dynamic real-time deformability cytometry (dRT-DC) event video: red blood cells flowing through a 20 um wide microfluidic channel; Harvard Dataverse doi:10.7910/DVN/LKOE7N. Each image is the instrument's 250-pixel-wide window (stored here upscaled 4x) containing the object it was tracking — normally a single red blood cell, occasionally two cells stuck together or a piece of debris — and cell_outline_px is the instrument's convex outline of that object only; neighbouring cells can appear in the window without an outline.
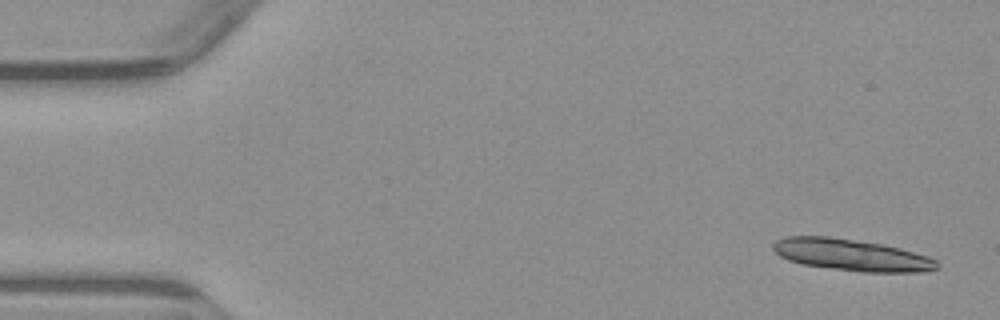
{"species": "common noctule bat (a hibernating species)", "species_latin": "Nyctalus noctula", "temperature_condition": "warm", "stored_images_in_passage": 6, "camera_frame_rate_fps": 3000, "um_per_image_px": 0.085, "animal": {"sex": "male", "body_mass_g": 23.1, "forearm_length_mm": 52.7}, "frame": {"image": 1, "passage_image": 1, "time_ms": 0.0, "image_size_px": [1000, 320], "cell_outline_px": [[940, 268], [920, 272], [864, 272], [832, 268], [804, 264], [788, 260], [780, 256], [772, 248], [772, 244], [776, 240], [784, 236], [828, 236], [856, 240], [880, 244], [900, 248], [928, 256], [936, 260], [940, 264]], "centroid_in_image_um": [72.38, 21.66], "position_along_channel_um": 12.6, "area_um2": 30.17}}
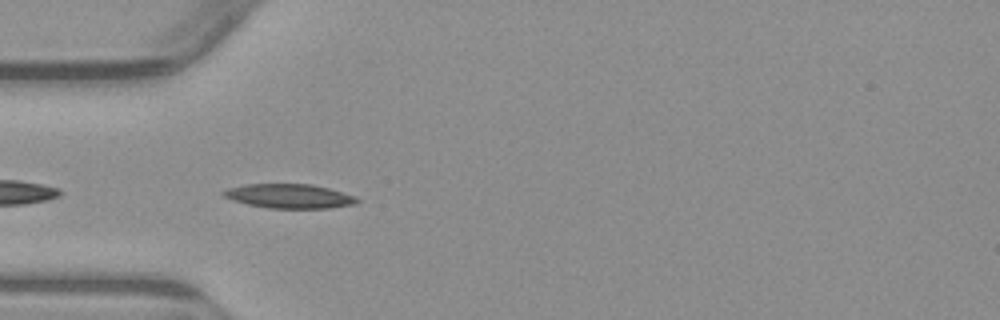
{"frame": {"image": 2, "passage_image": 5, "time_ms": 4.667, "image_size_px": [1000, 320], "cell_outline_px": [[360, 200], [356, 204], [328, 208], [268, 208], [248, 204], [232, 200], [224, 196], [220, 192], [228, 188], [244, 184], [312, 184], [328, 188], [356, 196]], "centroid_in_image_um": [24.59, 16.67], "position_along_channel_um": 60.4, "area_um2": 18.9}}
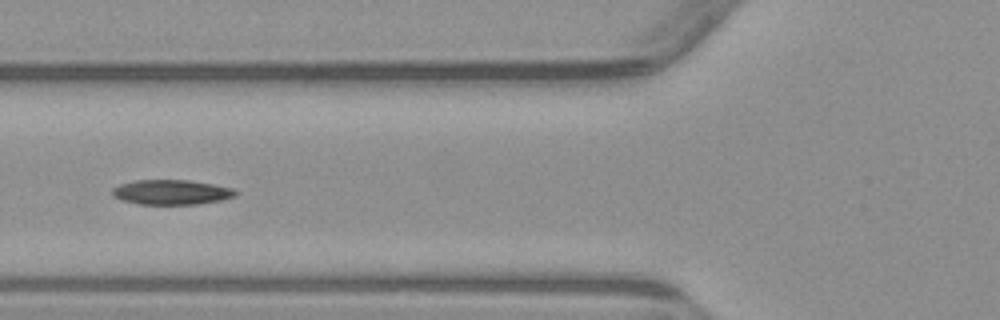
{"frame": {"image": 3, "passage_image": 6, "time_ms": 6.0, "image_size_px": [1000, 320], "cell_outline_px": [[236, 196], [220, 200], [196, 204], [140, 204], [120, 200], [112, 196], [112, 188], [120, 184], [132, 180], [188, 180], [212, 184], [232, 188], [236, 192]], "centroid_in_image_um": [14.51, 16.33], "position_along_channel_um": 111.3, "area_um2": 17.8}}